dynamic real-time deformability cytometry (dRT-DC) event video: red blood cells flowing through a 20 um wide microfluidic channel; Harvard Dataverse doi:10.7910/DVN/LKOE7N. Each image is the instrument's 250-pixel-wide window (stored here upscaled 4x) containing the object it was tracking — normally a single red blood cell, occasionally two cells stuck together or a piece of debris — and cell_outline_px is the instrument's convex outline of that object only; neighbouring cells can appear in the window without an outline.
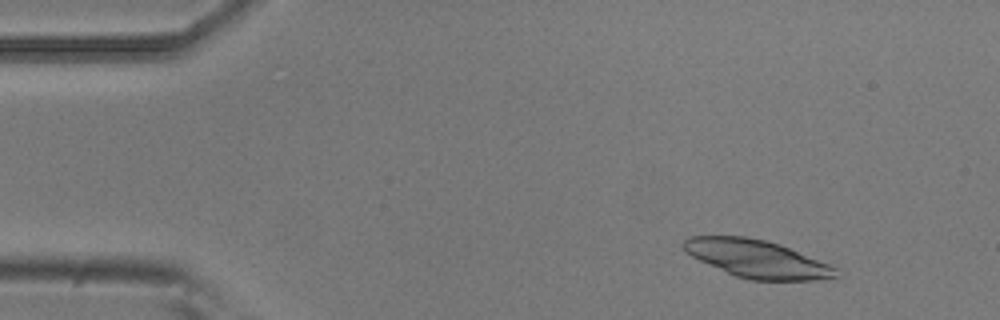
{"species": "common noctule bat (a hibernating species)", "species_latin": "Nyctalus noctula", "temperature_condition": "room temperature", "stored_images_in_passage": 8, "camera_frame_rate_fps": 3000, "um_per_image_px": 0.085, "animal": {"sex": "male", "body_mass_g": 20.5, "forearm_length_mm": 52.5}, "frame": {"image": 1, "passage_image": 2, "time_ms": 0.333, "image_size_px": [1000, 320], "cell_outline_px": [[836, 276], [816, 280], [752, 280], [736, 276], [700, 260], [684, 252], [680, 244], [688, 236], [744, 236], [764, 240], [780, 244], [828, 264], [836, 268]], "centroid_in_image_um": [64.27, 21.98], "position_along_channel_um": 20.7, "area_um2": 33.06}}